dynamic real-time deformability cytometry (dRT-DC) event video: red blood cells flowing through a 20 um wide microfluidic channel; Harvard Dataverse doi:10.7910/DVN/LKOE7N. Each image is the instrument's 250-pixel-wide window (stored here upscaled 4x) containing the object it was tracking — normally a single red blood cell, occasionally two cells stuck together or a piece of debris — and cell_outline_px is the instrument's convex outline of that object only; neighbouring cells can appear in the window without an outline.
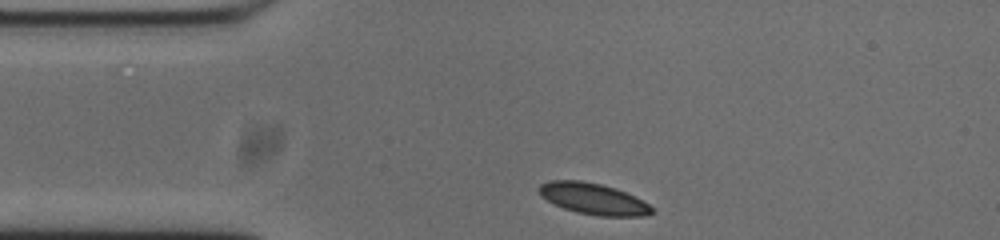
{"species": "common noctule bat (a hibernating species)", "species_latin": "Nyctalus noctula", "temperature_condition": "cold", "stored_images_in_passage": 34, "camera_frame_rate_fps": 3000, "um_per_image_px": 0.085, "animal": {"sex": "male", "body_mass_g": 20.0, "forearm_length_mm": 53.3}, "frame": {"image": 1, "passage_image": 1, "time_ms": 0.0, "image_size_px": [1000, 240], "cell_outline_px": [[652, 212], [644, 216], [600, 216], [576, 212], [564, 208], [540, 196], [536, 188], [540, 184], [552, 180], [580, 180], [600, 184], [624, 192], [648, 204], [652, 208]], "centroid_in_image_um": [50.36, 16.89], "position_along_channel_um": 34.6, "area_um2": 20.17}}
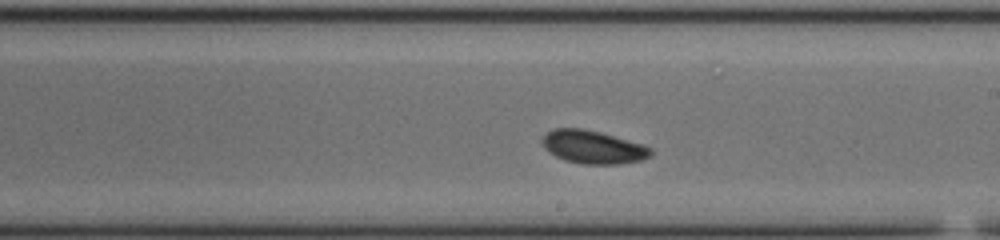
{"frame": {"image": 2, "passage_image": 20, "time_ms": 6.333, "image_size_px": [1000, 240], "cell_outline_px": [[652, 156], [640, 160], [616, 164], [580, 164], [564, 160], [548, 152], [544, 148], [540, 140], [548, 132], [556, 128], [584, 128], [600, 132], [640, 144], [652, 148]], "centroid_in_image_um": [50.37, 12.5], "position_along_channel_um": 238.6, "area_um2": 20.87}}
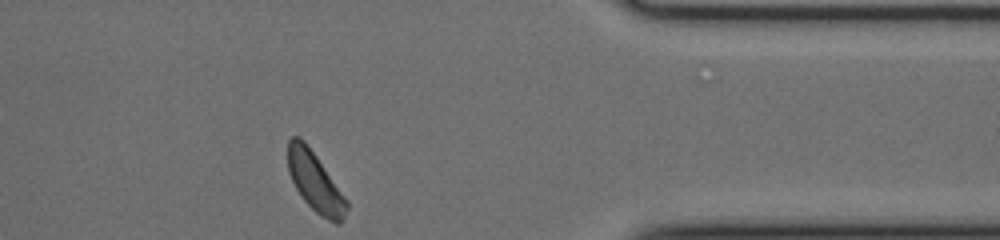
{"frame": {"image": 3, "passage_image": 34, "time_ms": 11.0, "image_size_px": [1000, 240], "cell_outline_px": [[348, 208], [344, 220], [340, 224], [336, 224], [320, 216], [300, 196], [288, 172], [288, 140], [292, 136], [300, 136], [304, 140], [316, 156], [348, 200]], "centroid_in_image_um": [26.8, 15.49], "position_along_channel_um": 384.6, "area_um2": 20.4}, "authors_computed_cell_mechanics": {"area_um2": 20.5768, "velocity_mm_per_s": 3.6588, "shape_relaxation_time_tau1_ms": 2.1953, "shape_relaxation_time_tau2_ms": null, "deformation_change_tau1": 0.0715, "deformation_change_tau2": null}}